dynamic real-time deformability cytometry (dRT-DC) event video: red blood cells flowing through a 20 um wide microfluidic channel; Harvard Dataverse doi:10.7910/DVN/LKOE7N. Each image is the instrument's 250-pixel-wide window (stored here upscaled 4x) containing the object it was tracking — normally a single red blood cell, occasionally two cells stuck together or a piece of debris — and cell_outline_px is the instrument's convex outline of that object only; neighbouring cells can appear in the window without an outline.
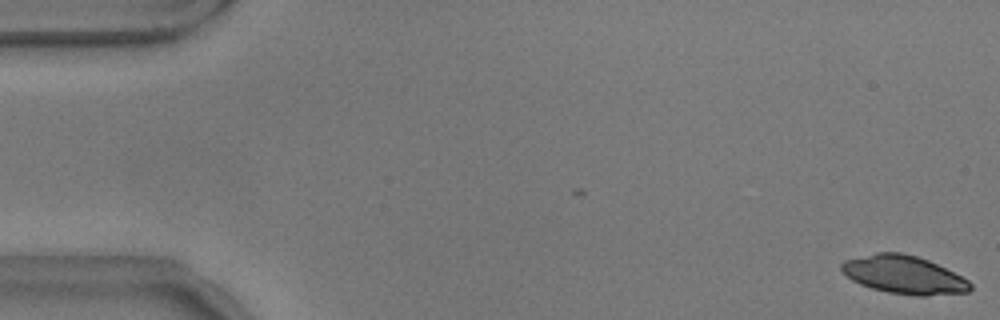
{"species": "common noctule bat (a hibernating species)", "species_latin": "Nyctalus noctula", "temperature_condition": "warm", "stored_images_in_passage": 4, "camera_frame_rate_fps": 3000, "um_per_image_px": 0.085, "animal": {"sex": "male", "body_mass_g": 17.9}, "frame": {"image": 1, "passage_image": 4, "time_ms": 1.0, "image_size_px": [1000, 320], "cell_outline_px": [[972, 288], [968, 292], [928, 296], [916, 296], [888, 292], [872, 288], [860, 284], [852, 280], [840, 268], [840, 264], [844, 260], [876, 252], [900, 252], [916, 256], [928, 260], [968, 280], [972, 284]], "centroid_in_image_um": [76.82, 23.36], "position_along_channel_um": 8.2, "area_um2": 28.5}}